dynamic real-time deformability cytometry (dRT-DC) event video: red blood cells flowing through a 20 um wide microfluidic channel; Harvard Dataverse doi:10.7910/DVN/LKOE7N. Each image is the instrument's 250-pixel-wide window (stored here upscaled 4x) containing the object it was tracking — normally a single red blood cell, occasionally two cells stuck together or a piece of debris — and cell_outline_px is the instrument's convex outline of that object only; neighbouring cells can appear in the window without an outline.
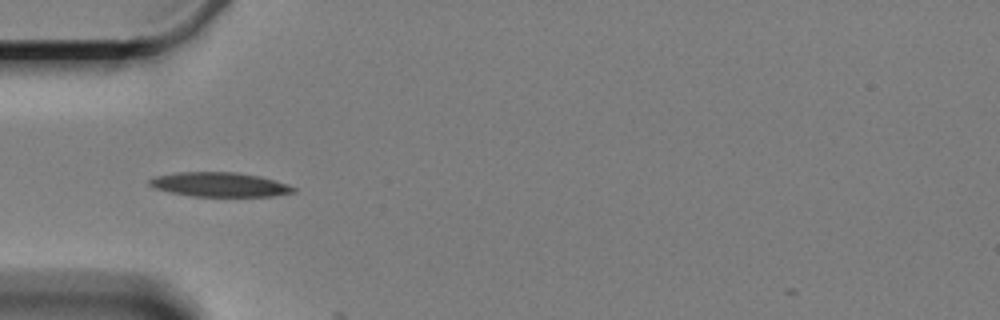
{"species": "Egyptian fruit bat (a non-hibernating species)", "species_latin": "Rousettus aegyptiacus", "temperature_condition": "cold", "stored_images_in_passage": 5, "camera_frame_rate_fps": 3000, "um_per_image_px": 0.085, "animal": {"sex": "female"}, "frame": {"image": 1, "passage_image": 2, "time_ms": 0.333, "image_size_px": [1000, 320], "cell_outline_px": [[296, 192], [272, 196], [192, 196], [172, 192], [156, 188], [148, 184], [148, 180], [152, 176], [176, 172], [236, 172], [260, 176], [276, 180], [288, 184], [296, 188]], "centroid_in_image_um": [18.68, 15.67], "position_along_channel_um": 66.3, "area_um2": 20.52}}